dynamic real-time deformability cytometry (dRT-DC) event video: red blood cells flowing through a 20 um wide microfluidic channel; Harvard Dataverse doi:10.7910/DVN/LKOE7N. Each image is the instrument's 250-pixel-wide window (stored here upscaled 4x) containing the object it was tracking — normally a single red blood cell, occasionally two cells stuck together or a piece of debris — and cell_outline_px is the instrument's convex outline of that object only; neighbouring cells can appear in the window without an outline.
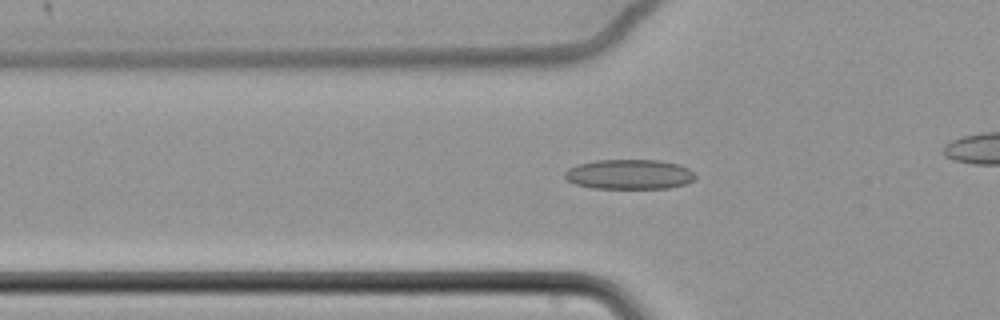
{"species": "common noctule bat (a hibernating species)", "species_latin": "Nyctalus noctula", "temperature_condition": "cold", "stored_images_in_passage": 56, "camera_frame_rate_fps": 3000, "um_per_image_px": 0.085, "animal": {"sex": "female", "body_mass_g": 22.7, "forearm_length_mm": 54.2}, "frame": {"image": 1, "passage_image": 24, "time_ms": 7.667, "image_size_px": [1000, 320], "cell_outline_px": [[696, 176], [692, 180], [684, 184], [668, 188], [592, 188], [576, 184], [568, 180], [564, 176], [564, 172], [568, 168], [576, 164], [596, 160], [660, 160], [680, 164], [688, 168]], "centroid_in_image_um": [53.47, 14.81], "position_along_channel_um": 72.3, "area_um2": 22.72}}
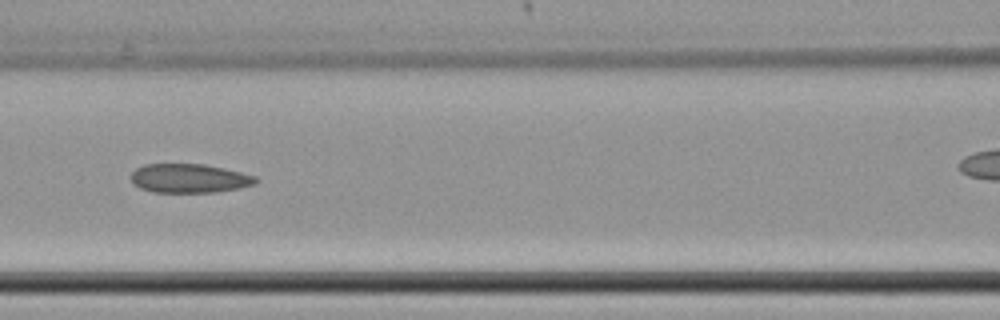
{"frame": {"image": 2, "passage_image": 31, "time_ms": 10.0, "image_size_px": [1000, 320], "cell_outline_px": [[260, 180], [256, 184], [240, 188], [216, 192], [152, 192], [140, 188], [132, 184], [132, 172], [136, 168], [144, 164], [204, 164], [224, 168], [256, 176]], "centroid_in_image_um": [16.11, 15.16], "position_along_channel_um": 150.5, "area_um2": 21.21}}
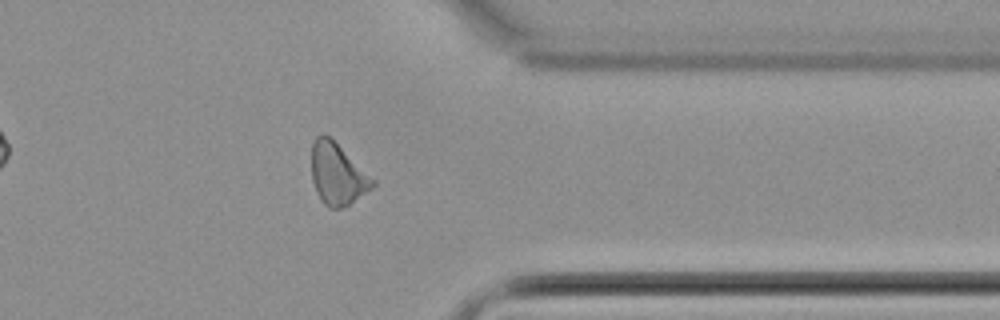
{"frame": {"image": 3, "passage_image": 52, "time_ms": 17.0, "image_size_px": [1000, 320], "cell_outline_px": [[376, 184], [372, 188], [348, 204], [340, 208], [328, 208], [324, 204], [316, 192], [312, 180], [312, 144], [316, 136], [328, 136], [376, 180]], "centroid_in_image_um": [28.68, 14.82], "position_along_channel_um": 382.7, "area_um2": 21.44}}